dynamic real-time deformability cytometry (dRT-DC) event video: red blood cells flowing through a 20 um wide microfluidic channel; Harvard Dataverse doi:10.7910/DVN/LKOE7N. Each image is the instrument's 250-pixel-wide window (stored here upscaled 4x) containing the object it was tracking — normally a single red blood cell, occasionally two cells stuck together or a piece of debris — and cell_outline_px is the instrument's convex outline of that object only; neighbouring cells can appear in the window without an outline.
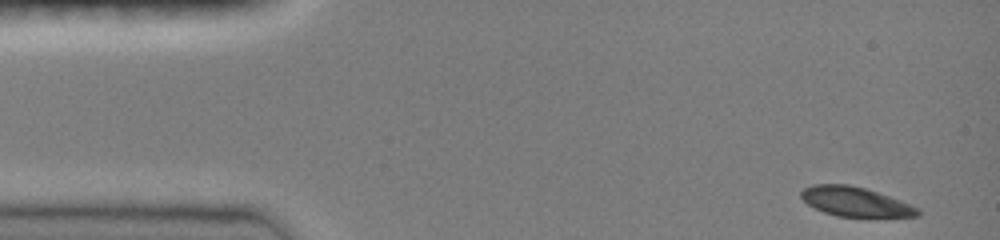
{"species": "common noctule bat (a hibernating species)", "species_latin": "Nyctalus noctula", "temperature_condition": "room temperature", "stored_images_in_passage": 79, "camera_frame_rate_fps": 3000, "um_per_image_px": 0.085, "animal": {"sex": "female", "body_mass_g": 19.0, "forearm_length_mm": 51.5}, "frame": {"image": 1, "passage_image": 1, "time_ms": 0.0, "image_size_px": [1000, 240], "cell_outline_px": [[924, 212], [920, 216], [836, 216], [824, 212], [808, 204], [800, 196], [800, 192], [804, 188], [812, 184], [848, 184], [864, 188], [888, 196], [920, 208]], "centroid_in_image_um": [72.7, 17.14], "position_along_channel_um": 12.3, "area_um2": 19.77}}
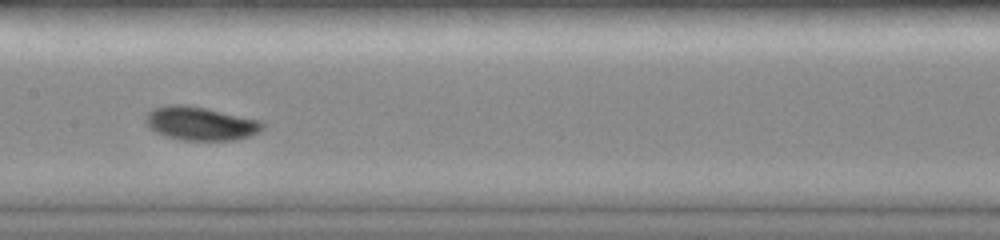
{"frame": {"image": 2, "passage_image": 40, "time_ms": 7.0, "image_size_px": [1000, 240], "cell_outline_px": [[264, 128], [260, 132], [236, 140], [180, 140], [164, 136], [148, 128], [144, 120], [144, 116], [152, 108], [168, 104], [184, 104], [264, 120]], "centroid_in_image_um": [17.02, 10.49], "position_along_channel_um": 190.4, "area_um2": 23.29}}
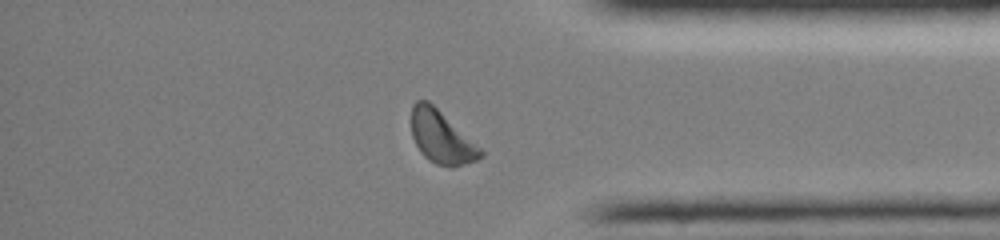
{"frame": {"image": 3, "passage_image": 69, "time_ms": 12.333, "image_size_px": [1000, 240], "cell_outline_px": [[484, 156], [476, 160], [452, 168], [436, 164], [428, 160], [420, 152], [412, 136], [412, 104], [416, 100], [428, 100], [480, 148], [484, 152]], "centroid_in_image_um": [37.5, 11.68], "position_along_channel_um": 397.7, "area_um2": 20.92}, "authors_computed_cell_mechanics": {"area_um2": 21.1548, "velocity_mm_per_s": 3.9817, "shape_relaxation_time_tau1_ms": 2.3376, "shape_relaxation_time_tau2_ms": null, "deformation_change_tau1": 0.0938, "deformation_change_tau2": null}}